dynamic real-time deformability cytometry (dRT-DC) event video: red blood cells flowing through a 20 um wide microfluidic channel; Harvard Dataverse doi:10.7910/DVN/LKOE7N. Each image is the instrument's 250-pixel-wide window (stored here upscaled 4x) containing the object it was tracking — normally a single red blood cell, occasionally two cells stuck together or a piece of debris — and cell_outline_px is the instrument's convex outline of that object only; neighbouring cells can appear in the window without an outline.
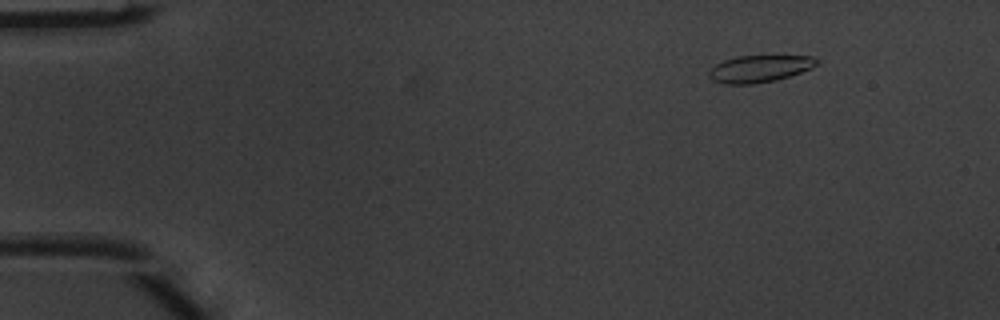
{"species": "common noctule bat (a hibernating species)", "species_latin": "Nyctalus noctula", "temperature_condition": "warm", "stored_images_in_passage": 4, "camera_frame_rate_fps": 3000, "um_per_image_px": 0.085, "animal": {"sex": "male", "body_mass_g": 20.1, "forearm_length_mm": 53.5}, "frame": {"image": 1, "passage_image": 1, "time_ms": 0.0, "image_size_px": [1000, 320], "cell_outline_px": [[816, 64], [812, 68], [776, 80], [752, 84], [724, 84], [712, 80], [708, 76], [708, 72], [716, 64], [724, 60], [740, 56], [812, 56], [816, 60]], "centroid_in_image_um": [64.51, 5.85], "position_along_channel_um": 20.5, "area_um2": 16.7}}